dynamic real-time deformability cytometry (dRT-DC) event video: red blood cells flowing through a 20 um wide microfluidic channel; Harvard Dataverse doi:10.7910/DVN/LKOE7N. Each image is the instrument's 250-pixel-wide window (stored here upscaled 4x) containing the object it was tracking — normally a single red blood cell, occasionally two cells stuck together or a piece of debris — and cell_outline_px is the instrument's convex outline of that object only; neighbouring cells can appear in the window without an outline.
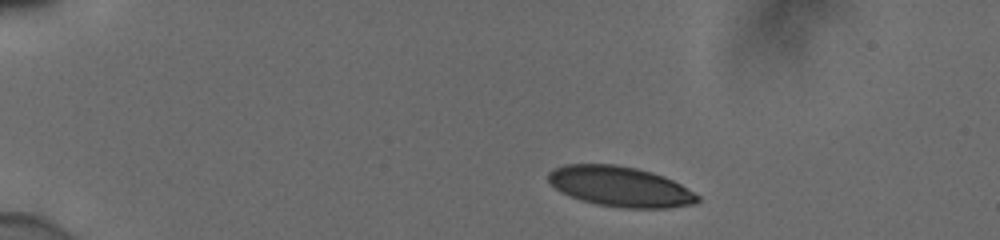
{"species": "human", "species_latin": "Homo sapiens", "temperature_condition": "cold", "stored_images_in_passage": 44, "camera_frame_rate_fps": 3000, "um_per_image_px": 0.085, "donor": {"sex": "male"}, "frame": {"image": 1, "passage_image": 1, "time_ms": 0.0, "image_size_px": [1000, 240], "cell_outline_px": [[700, 200], [696, 204], [668, 208], [624, 208], [596, 204], [560, 192], [548, 180], [548, 172], [552, 168], [564, 164], [616, 164], [636, 168], [652, 172], [664, 176], [680, 184], [700, 196]], "centroid_in_image_um": [52.73, 15.85], "position_along_channel_um": 32.3, "area_um2": 35.03}}
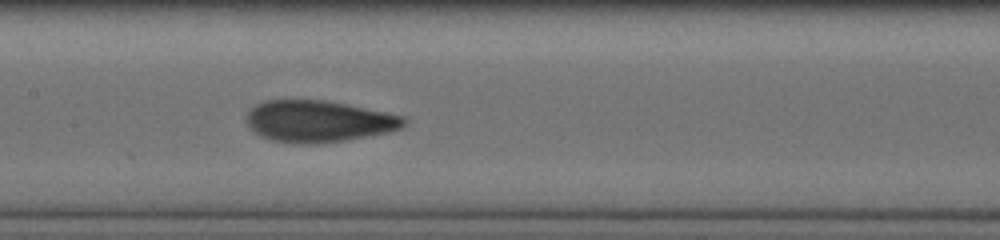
{"frame": {"image": 2, "passage_image": 19, "time_ms": 6.0, "image_size_px": [1000, 240], "cell_outline_px": [[408, 120], [400, 128], [388, 132], [344, 140], [320, 144], [296, 144], [272, 140], [260, 136], [248, 128], [244, 120], [244, 116], [248, 108], [264, 100], [324, 100], [404, 116]], "centroid_in_image_um": [26.97, 10.31], "position_along_channel_um": 180.4, "area_um2": 38.44}}
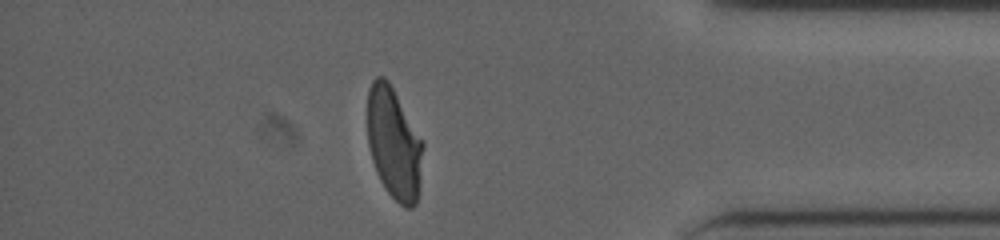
{"frame": {"image": 3, "passage_image": 38, "time_ms": 12.333, "image_size_px": [1000, 240], "cell_outline_px": [[424, 148], [416, 204], [412, 208], [404, 208], [384, 188], [376, 172], [372, 160], [368, 144], [368, 88], [372, 80], [376, 76], [384, 76], [388, 80], [424, 140]], "centroid_in_image_um": [33.49, 12.17], "position_along_channel_um": 401.7, "area_um2": 36.41}, "authors_computed_cell_mechanics": {"area_um2": 37.6278, "velocity_mm_per_s": 3.8839, "shape_relaxation_time_tau1_ms": 4.3799, "shape_relaxation_time_tau2_ms": 1.1058, "deformation_change_tau1": 0.1714, "deformation_change_tau2": 0.0592}}